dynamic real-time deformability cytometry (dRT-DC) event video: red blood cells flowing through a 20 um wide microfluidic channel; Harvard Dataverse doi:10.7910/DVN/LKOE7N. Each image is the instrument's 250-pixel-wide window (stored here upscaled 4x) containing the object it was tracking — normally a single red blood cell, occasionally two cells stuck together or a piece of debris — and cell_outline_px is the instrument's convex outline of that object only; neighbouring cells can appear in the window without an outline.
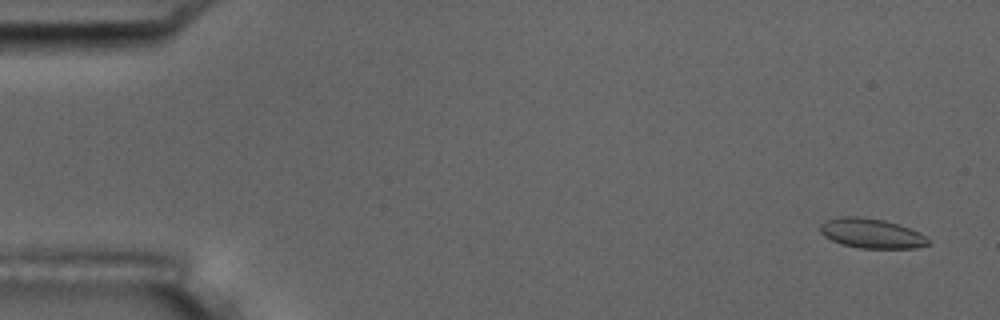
{"species": "common noctule bat (a hibernating species)", "species_latin": "Nyctalus noctula", "temperature_condition": "room temperature", "stored_images_in_passage": 5, "camera_frame_rate_fps": 3000, "um_per_image_px": 0.085, "animal": {"sex": "male", "body_mass_g": 17.5, "forearm_length_mm": 52.3}, "frame": {"image": 1, "passage_image": 1, "time_ms": 0.0, "image_size_px": [1000, 320], "cell_outline_px": [[932, 240], [928, 244], [916, 248], [860, 248], [840, 244], [824, 236], [820, 232], [820, 224], [828, 220], [844, 216], [856, 216], [884, 220], [920, 232]], "centroid_in_image_um": [74.09, 19.85], "position_along_channel_um": 10.9, "area_um2": 18.61}}
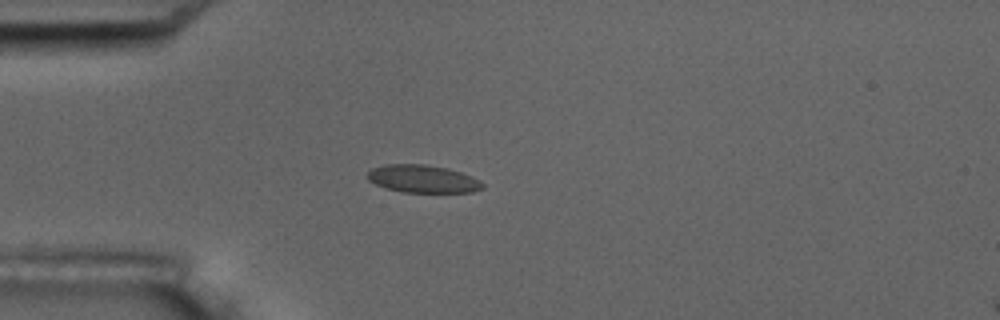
{"frame": {"image": 2, "passage_image": 5, "time_ms": 4.333, "image_size_px": [1000, 320], "cell_outline_px": [[484, 188], [472, 192], [404, 192], [384, 188], [368, 180], [364, 176], [372, 168], [384, 164], [424, 164], [448, 168], [472, 176], [480, 180], [484, 184]], "centroid_in_image_um": [35.92, 15.2], "position_along_channel_um": 49.1, "area_um2": 18.79}}